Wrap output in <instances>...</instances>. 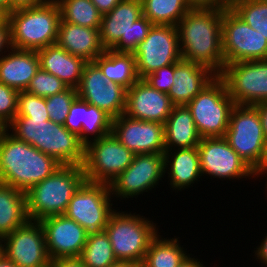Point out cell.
Returning <instances> with one entry per match:
<instances>
[{
	"mask_svg": "<svg viewBox=\"0 0 267 267\" xmlns=\"http://www.w3.org/2000/svg\"><path fill=\"white\" fill-rule=\"evenodd\" d=\"M111 199L113 198L108 184L85 180L73 194L64 215L73 219L88 233L103 231L115 210Z\"/></svg>",
	"mask_w": 267,
	"mask_h": 267,
	"instance_id": "cell-12",
	"label": "cell"
},
{
	"mask_svg": "<svg viewBox=\"0 0 267 267\" xmlns=\"http://www.w3.org/2000/svg\"><path fill=\"white\" fill-rule=\"evenodd\" d=\"M174 64L164 66L154 73L147 75L143 80L146 81L152 88L169 93L173 85Z\"/></svg>",
	"mask_w": 267,
	"mask_h": 267,
	"instance_id": "cell-40",
	"label": "cell"
},
{
	"mask_svg": "<svg viewBox=\"0 0 267 267\" xmlns=\"http://www.w3.org/2000/svg\"><path fill=\"white\" fill-rule=\"evenodd\" d=\"M110 267H140V265L134 262L118 261L112 264Z\"/></svg>",
	"mask_w": 267,
	"mask_h": 267,
	"instance_id": "cell-52",
	"label": "cell"
},
{
	"mask_svg": "<svg viewBox=\"0 0 267 267\" xmlns=\"http://www.w3.org/2000/svg\"><path fill=\"white\" fill-rule=\"evenodd\" d=\"M267 175V170L263 173V175L266 177V175ZM266 179H267V177H266ZM265 186H267V182H266V185ZM266 189H267V187H265ZM267 197V196H266Z\"/></svg>",
	"mask_w": 267,
	"mask_h": 267,
	"instance_id": "cell-57",
	"label": "cell"
},
{
	"mask_svg": "<svg viewBox=\"0 0 267 267\" xmlns=\"http://www.w3.org/2000/svg\"><path fill=\"white\" fill-rule=\"evenodd\" d=\"M3 255L17 267H50L51 259L40 221L28 220L4 236Z\"/></svg>",
	"mask_w": 267,
	"mask_h": 267,
	"instance_id": "cell-16",
	"label": "cell"
},
{
	"mask_svg": "<svg viewBox=\"0 0 267 267\" xmlns=\"http://www.w3.org/2000/svg\"><path fill=\"white\" fill-rule=\"evenodd\" d=\"M98 11L104 15L110 12L121 0H91Z\"/></svg>",
	"mask_w": 267,
	"mask_h": 267,
	"instance_id": "cell-46",
	"label": "cell"
},
{
	"mask_svg": "<svg viewBox=\"0 0 267 267\" xmlns=\"http://www.w3.org/2000/svg\"><path fill=\"white\" fill-rule=\"evenodd\" d=\"M85 267H110L118 262L105 230L88 233L80 256Z\"/></svg>",
	"mask_w": 267,
	"mask_h": 267,
	"instance_id": "cell-33",
	"label": "cell"
},
{
	"mask_svg": "<svg viewBox=\"0 0 267 267\" xmlns=\"http://www.w3.org/2000/svg\"><path fill=\"white\" fill-rule=\"evenodd\" d=\"M56 44L68 53L93 62L106 49L101 43L99 29L83 27L60 20Z\"/></svg>",
	"mask_w": 267,
	"mask_h": 267,
	"instance_id": "cell-23",
	"label": "cell"
},
{
	"mask_svg": "<svg viewBox=\"0 0 267 267\" xmlns=\"http://www.w3.org/2000/svg\"><path fill=\"white\" fill-rule=\"evenodd\" d=\"M254 106L257 108L259 112L263 133L265 138H267V102H262Z\"/></svg>",
	"mask_w": 267,
	"mask_h": 267,
	"instance_id": "cell-49",
	"label": "cell"
},
{
	"mask_svg": "<svg viewBox=\"0 0 267 267\" xmlns=\"http://www.w3.org/2000/svg\"><path fill=\"white\" fill-rule=\"evenodd\" d=\"M43 226L46 248L51 260L80 256L86 244L88 232L66 215H53L40 220Z\"/></svg>",
	"mask_w": 267,
	"mask_h": 267,
	"instance_id": "cell-20",
	"label": "cell"
},
{
	"mask_svg": "<svg viewBox=\"0 0 267 267\" xmlns=\"http://www.w3.org/2000/svg\"><path fill=\"white\" fill-rule=\"evenodd\" d=\"M230 8L267 39V0H235Z\"/></svg>",
	"mask_w": 267,
	"mask_h": 267,
	"instance_id": "cell-35",
	"label": "cell"
},
{
	"mask_svg": "<svg viewBox=\"0 0 267 267\" xmlns=\"http://www.w3.org/2000/svg\"><path fill=\"white\" fill-rule=\"evenodd\" d=\"M50 267H85L82 263V259L77 257H65L55 260H51Z\"/></svg>",
	"mask_w": 267,
	"mask_h": 267,
	"instance_id": "cell-45",
	"label": "cell"
},
{
	"mask_svg": "<svg viewBox=\"0 0 267 267\" xmlns=\"http://www.w3.org/2000/svg\"><path fill=\"white\" fill-rule=\"evenodd\" d=\"M228 8L232 6L235 0H221Z\"/></svg>",
	"mask_w": 267,
	"mask_h": 267,
	"instance_id": "cell-54",
	"label": "cell"
},
{
	"mask_svg": "<svg viewBox=\"0 0 267 267\" xmlns=\"http://www.w3.org/2000/svg\"><path fill=\"white\" fill-rule=\"evenodd\" d=\"M77 89L78 97L112 118L124 114L127 89L120 84L108 82L101 69L94 62H87Z\"/></svg>",
	"mask_w": 267,
	"mask_h": 267,
	"instance_id": "cell-18",
	"label": "cell"
},
{
	"mask_svg": "<svg viewBox=\"0 0 267 267\" xmlns=\"http://www.w3.org/2000/svg\"><path fill=\"white\" fill-rule=\"evenodd\" d=\"M108 82L120 84L129 89L139 78L133 53H116L106 50L93 61Z\"/></svg>",
	"mask_w": 267,
	"mask_h": 267,
	"instance_id": "cell-29",
	"label": "cell"
},
{
	"mask_svg": "<svg viewBox=\"0 0 267 267\" xmlns=\"http://www.w3.org/2000/svg\"><path fill=\"white\" fill-rule=\"evenodd\" d=\"M0 267H17L12 261H9L4 255L0 257Z\"/></svg>",
	"mask_w": 267,
	"mask_h": 267,
	"instance_id": "cell-53",
	"label": "cell"
},
{
	"mask_svg": "<svg viewBox=\"0 0 267 267\" xmlns=\"http://www.w3.org/2000/svg\"><path fill=\"white\" fill-rule=\"evenodd\" d=\"M267 170V138L265 139L264 146H263V153L259 164L253 169L254 175L257 178L264 177L263 173Z\"/></svg>",
	"mask_w": 267,
	"mask_h": 267,
	"instance_id": "cell-47",
	"label": "cell"
},
{
	"mask_svg": "<svg viewBox=\"0 0 267 267\" xmlns=\"http://www.w3.org/2000/svg\"><path fill=\"white\" fill-rule=\"evenodd\" d=\"M68 86L51 73L39 68L31 79L26 92L40 97H48L66 90Z\"/></svg>",
	"mask_w": 267,
	"mask_h": 267,
	"instance_id": "cell-37",
	"label": "cell"
},
{
	"mask_svg": "<svg viewBox=\"0 0 267 267\" xmlns=\"http://www.w3.org/2000/svg\"><path fill=\"white\" fill-rule=\"evenodd\" d=\"M61 164L34 146L0 130V182L27 192Z\"/></svg>",
	"mask_w": 267,
	"mask_h": 267,
	"instance_id": "cell-2",
	"label": "cell"
},
{
	"mask_svg": "<svg viewBox=\"0 0 267 267\" xmlns=\"http://www.w3.org/2000/svg\"><path fill=\"white\" fill-rule=\"evenodd\" d=\"M143 16L153 24L176 26L191 9L187 0H141Z\"/></svg>",
	"mask_w": 267,
	"mask_h": 267,
	"instance_id": "cell-31",
	"label": "cell"
},
{
	"mask_svg": "<svg viewBox=\"0 0 267 267\" xmlns=\"http://www.w3.org/2000/svg\"><path fill=\"white\" fill-rule=\"evenodd\" d=\"M112 120L113 118L104 110L84 101V122H82L81 134L78 136L80 142L86 146L88 143L110 134Z\"/></svg>",
	"mask_w": 267,
	"mask_h": 267,
	"instance_id": "cell-34",
	"label": "cell"
},
{
	"mask_svg": "<svg viewBox=\"0 0 267 267\" xmlns=\"http://www.w3.org/2000/svg\"><path fill=\"white\" fill-rule=\"evenodd\" d=\"M152 26L153 23L143 16L141 0H121L110 12L102 15L101 43L106 50L133 53Z\"/></svg>",
	"mask_w": 267,
	"mask_h": 267,
	"instance_id": "cell-6",
	"label": "cell"
},
{
	"mask_svg": "<svg viewBox=\"0 0 267 267\" xmlns=\"http://www.w3.org/2000/svg\"><path fill=\"white\" fill-rule=\"evenodd\" d=\"M29 220L25 192L0 182V237H4Z\"/></svg>",
	"mask_w": 267,
	"mask_h": 267,
	"instance_id": "cell-28",
	"label": "cell"
},
{
	"mask_svg": "<svg viewBox=\"0 0 267 267\" xmlns=\"http://www.w3.org/2000/svg\"><path fill=\"white\" fill-rule=\"evenodd\" d=\"M18 94L19 91L0 82V128H6L16 117Z\"/></svg>",
	"mask_w": 267,
	"mask_h": 267,
	"instance_id": "cell-39",
	"label": "cell"
},
{
	"mask_svg": "<svg viewBox=\"0 0 267 267\" xmlns=\"http://www.w3.org/2000/svg\"><path fill=\"white\" fill-rule=\"evenodd\" d=\"M121 144L136 154L164 153V124L130 118L125 114L112 120V131Z\"/></svg>",
	"mask_w": 267,
	"mask_h": 267,
	"instance_id": "cell-19",
	"label": "cell"
},
{
	"mask_svg": "<svg viewBox=\"0 0 267 267\" xmlns=\"http://www.w3.org/2000/svg\"><path fill=\"white\" fill-rule=\"evenodd\" d=\"M61 20L83 27L100 29L102 14L91 0H55Z\"/></svg>",
	"mask_w": 267,
	"mask_h": 267,
	"instance_id": "cell-32",
	"label": "cell"
},
{
	"mask_svg": "<svg viewBox=\"0 0 267 267\" xmlns=\"http://www.w3.org/2000/svg\"><path fill=\"white\" fill-rule=\"evenodd\" d=\"M222 52L225 65L267 60V39L229 7L222 10Z\"/></svg>",
	"mask_w": 267,
	"mask_h": 267,
	"instance_id": "cell-11",
	"label": "cell"
},
{
	"mask_svg": "<svg viewBox=\"0 0 267 267\" xmlns=\"http://www.w3.org/2000/svg\"><path fill=\"white\" fill-rule=\"evenodd\" d=\"M164 138L166 150L198 146L201 136L186 105L173 107L164 123Z\"/></svg>",
	"mask_w": 267,
	"mask_h": 267,
	"instance_id": "cell-27",
	"label": "cell"
},
{
	"mask_svg": "<svg viewBox=\"0 0 267 267\" xmlns=\"http://www.w3.org/2000/svg\"><path fill=\"white\" fill-rule=\"evenodd\" d=\"M12 48L10 25L5 18L0 23V57ZM5 50V51H4Z\"/></svg>",
	"mask_w": 267,
	"mask_h": 267,
	"instance_id": "cell-42",
	"label": "cell"
},
{
	"mask_svg": "<svg viewBox=\"0 0 267 267\" xmlns=\"http://www.w3.org/2000/svg\"><path fill=\"white\" fill-rule=\"evenodd\" d=\"M39 68L37 51L11 48L0 57V82L26 91Z\"/></svg>",
	"mask_w": 267,
	"mask_h": 267,
	"instance_id": "cell-25",
	"label": "cell"
},
{
	"mask_svg": "<svg viewBox=\"0 0 267 267\" xmlns=\"http://www.w3.org/2000/svg\"><path fill=\"white\" fill-rule=\"evenodd\" d=\"M178 238L158 235L151 241L140 267H178L190 254L186 253Z\"/></svg>",
	"mask_w": 267,
	"mask_h": 267,
	"instance_id": "cell-30",
	"label": "cell"
},
{
	"mask_svg": "<svg viewBox=\"0 0 267 267\" xmlns=\"http://www.w3.org/2000/svg\"><path fill=\"white\" fill-rule=\"evenodd\" d=\"M191 9H215L225 10L228 8L221 0H187Z\"/></svg>",
	"mask_w": 267,
	"mask_h": 267,
	"instance_id": "cell-43",
	"label": "cell"
},
{
	"mask_svg": "<svg viewBox=\"0 0 267 267\" xmlns=\"http://www.w3.org/2000/svg\"><path fill=\"white\" fill-rule=\"evenodd\" d=\"M235 103L225 82L216 76L186 106L201 138L224 137Z\"/></svg>",
	"mask_w": 267,
	"mask_h": 267,
	"instance_id": "cell-8",
	"label": "cell"
},
{
	"mask_svg": "<svg viewBox=\"0 0 267 267\" xmlns=\"http://www.w3.org/2000/svg\"><path fill=\"white\" fill-rule=\"evenodd\" d=\"M134 155L112 132L88 143L82 165L85 180L110 185L132 163Z\"/></svg>",
	"mask_w": 267,
	"mask_h": 267,
	"instance_id": "cell-9",
	"label": "cell"
},
{
	"mask_svg": "<svg viewBox=\"0 0 267 267\" xmlns=\"http://www.w3.org/2000/svg\"><path fill=\"white\" fill-rule=\"evenodd\" d=\"M3 255V238L0 237V257Z\"/></svg>",
	"mask_w": 267,
	"mask_h": 267,
	"instance_id": "cell-55",
	"label": "cell"
},
{
	"mask_svg": "<svg viewBox=\"0 0 267 267\" xmlns=\"http://www.w3.org/2000/svg\"><path fill=\"white\" fill-rule=\"evenodd\" d=\"M40 68L53 74L68 87L77 88L87 63L83 58L68 53L57 44L37 51Z\"/></svg>",
	"mask_w": 267,
	"mask_h": 267,
	"instance_id": "cell-26",
	"label": "cell"
},
{
	"mask_svg": "<svg viewBox=\"0 0 267 267\" xmlns=\"http://www.w3.org/2000/svg\"><path fill=\"white\" fill-rule=\"evenodd\" d=\"M77 97V89L73 87H68L61 93L46 97V110L50 121L64 125L70 106Z\"/></svg>",
	"mask_w": 267,
	"mask_h": 267,
	"instance_id": "cell-36",
	"label": "cell"
},
{
	"mask_svg": "<svg viewBox=\"0 0 267 267\" xmlns=\"http://www.w3.org/2000/svg\"><path fill=\"white\" fill-rule=\"evenodd\" d=\"M258 248L256 247L253 253H255L256 260H259L262 265H266L267 267V233L264 239H262L261 244H259Z\"/></svg>",
	"mask_w": 267,
	"mask_h": 267,
	"instance_id": "cell-48",
	"label": "cell"
},
{
	"mask_svg": "<svg viewBox=\"0 0 267 267\" xmlns=\"http://www.w3.org/2000/svg\"><path fill=\"white\" fill-rule=\"evenodd\" d=\"M47 1L48 0H9V14L15 10L42 5Z\"/></svg>",
	"mask_w": 267,
	"mask_h": 267,
	"instance_id": "cell-44",
	"label": "cell"
},
{
	"mask_svg": "<svg viewBox=\"0 0 267 267\" xmlns=\"http://www.w3.org/2000/svg\"><path fill=\"white\" fill-rule=\"evenodd\" d=\"M84 122V101L77 97L70 106L64 126L77 136L81 134Z\"/></svg>",
	"mask_w": 267,
	"mask_h": 267,
	"instance_id": "cell-41",
	"label": "cell"
},
{
	"mask_svg": "<svg viewBox=\"0 0 267 267\" xmlns=\"http://www.w3.org/2000/svg\"><path fill=\"white\" fill-rule=\"evenodd\" d=\"M219 77L237 105L267 102V60L240 61L224 65Z\"/></svg>",
	"mask_w": 267,
	"mask_h": 267,
	"instance_id": "cell-14",
	"label": "cell"
},
{
	"mask_svg": "<svg viewBox=\"0 0 267 267\" xmlns=\"http://www.w3.org/2000/svg\"><path fill=\"white\" fill-rule=\"evenodd\" d=\"M216 76L205 66L181 59L174 64V81L168 96L175 106L187 105Z\"/></svg>",
	"mask_w": 267,
	"mask_h": 267,
	"instance_id": "cell-22",
	"label": "cell"
},
{
	"mask_svg": "<svg viewBox=\"0 0 267 267\" xmlns=\"http://www.w3.org/2000/svg\"><path fill=\"white\" fill-rule=\"evenodd\" d=\"M84 181L82 165L58 167L25 193L29 220L40 221L45 217L65 214L73 194Z\"/></svg>",
	"mask_w": 267,
	"mask_h": 267,
	"instance_id": "cell-4",
	"label": "cell"
},
{
	"mask_svg": "<svg viewBox=\"0 0 267 267\" xmlns=\"http://www.w3.org/2000/svg\"><path fill=\"white\" fill-rule=\"evenodd\" d=\"M198 151L202 176H211V178L221 180L224 178L229 181L236 178V180L256 178L253 170L224 137L201 138Z\"/></svg>",
	"mask_w": 267,
	"mask_h": 267,
	"instance_id": "cell-17",
	"label": "cell"
},
{
	"mask_svg": "<svg viewBox=\"0 0 267 267\" xmlns=\"http://www.w3.org/2000/svg\"><path fill=\"white\" fill-rule=\"evenodd\" d=\"M10 25L12 48L38 51L57 42L60 10L55 0L12 11Z\"/></svg>",
	"mask_w": 267,
	"mask_h": 267,
	"instance_id": "cell-5",
	"label": "cell"
},
{
	"mask_svg": "<svg viewBox=\"0 0 267 267\" xmlns=\"http://www.w3.org/2000/svg\"><path fill=\"white\" fill-rule=\"evenodd\" d=\"M156 225L136 212L114 210L104 230L116 259L141 265L151 241L159 233Z\"/></svg>",
	"mask_w": 267,
	"mask_h": 267,
	"instance_id": "cell-7",
	"label": "cell"
},
{
	"mask_svg": "<svg viewBox=\"0 0 267 267\" xmlns=\"http://www.w3.org/2000/svg\"><path fill=\"white\" fill-rule=\"evenodd\" d=\"M6 17L0 13V23L5 19Z\"/></svg>",
	"mask_w": 267,
	"mask_h": 267,
	"instance_id": "cell-56",
	"label": "cell"
},
{
	"mask_svg": "<svg viewBox=\"0 0 267 267\" xmlns=\"http://www.w3.org/2000/svg\"><path fill=\"white\" fill-rule=\"evenodd\" d=\"M16 117L50 119L46 110V98L19 91Z\"/></svg>",
	"mask_w": 267,
	"mask_h": 267,
	"instance_id": "cell-38",
	"label": "cell"
},
{
	"mask_svg": "<svg viewBox=\"0 0 267 267\" xmlns=\"http://www.w3.org/2000/svg\"><path fill=\"white\" fill-rule=\"evenodd\" d=\"M0 13L5 17L9 15V0H0Z\"/></svg>",
	"mask_w": 267,
	"mask_h": 267,
	"instance_id": "cell-51",
	"label": "cell"
},
{
	"mask_svg": "<svg viewBox=\"0 0 267 267\" xmlns=\"http://www.w3.org/2000/svg\"><path fill=\"white\" fill-rule=\"evenodd\" d=\"M191 255H189L188 257H186L178 267H206L204 266L203 262L200 260L198 261V258H194V257H190Z\"/></svg>",
	"mask_w": 267,
	"mask_h": 267,
	"instance_id": "cell-50",
	"label": "cell"
},
{
	"mask_svg": "<svg viewBox=\"0 0 267 267\" xmlns=\"http://www.w3.org/2000/svg\"><path fill=\"white\" fill-rule=\"evenodd\" d=\"M224 138L253 170L259 164L266 139L257 108L235 104Z\"/></svg>",
	"mask_w": 267,
	"mask_h": 267,
	"instance_id": "cell-10",
	"label": "cell"
},
{
	"mask_svg": "<svg viewBox=\"0 0 267 267\" xmlns=\"http://www.w3.org/2000/svg\"><path fill=\"white\" fill-rule=\"evenodd\" d=\"M174 106L167 93L138 79L127 89L124 114L133 119L164 124Z\"/></svg>",
	"mask_w": 267,
	"mask_h": 267,
	"instance_id": "cell-21",
	"label": "cell"
},
{
	"mask_svg": "<svg viewBox=\"0 0 267 267\" xmlns=\"http://www.w3.org/2000/svg\"><path fill=\"white\" fill-rule=\"evenodd\" d=\"M164 175V153L136 154L132 163L110 183L111 195L133 200L158 187Z\"/></svg>",
	"mask_w": 267,
	"mask_h": 267,
	"instance_id": "cell-15",
	"label": "cell"
},
{
	"mask_svg": "<svg viewBox=\"0 0 267 267\" xmlns=\"http://www.w3.org/2000/svg\"><path fill=\"white\" fill-rule=\"evenodd\" d=\"M139 79L182 59L176 26L153 24L133 52Z\"/></svg>",
	"mask_w": 267,
	"mask_h": 267,
	"instance_id": "cell-13",
	"label": "cell"
},
{
	"mask_svg": "<svg viewBox=\"0 0 267 267\" xmlns=\"http://www.w3.org/2000/svg\"><path fill=\"white\" fill-rule=\"evenodd\" d=\"M5 129L61 165H83L85 146L64 125L50 119L15 117Z\"/></svg>",
	"mask_w": 267,
	"mask_h": 267,
	"instance_id": "cell-3",
	"label": "cell"
},
{
	"mask_svg": "<svg viewBox=\"0 0 267 267\" xmlns=\"http://www.w3.org/2000/svg\"><path fill=\"white\" fill-rule=\"evenodd\" d=\"M182 59L207 67L219 76L222 52V10L190 9L176 25Z\"/></svg>",
	"mask_w": 267,
	"mask_h": 267,
	"instance_id": "cell-1",
	"label": "cell"
},
{
	"mask_svg": "<svg viewBox=\"0 0 267 267\" xmlns=\"http://www.w3.org/2000/svg\"><path fill=\"white\" fill-rule=\"evenodd\" d=\"M164 173L168 174L172 190L182 191L202 178L198 146L165 150ZM192 184V185H191Z\"/></svg>",
	"mask_w": 267,
	"mask_h": 267,
	"instance_id": "cell-24",
	"label": "cell"
}]
</instances>
